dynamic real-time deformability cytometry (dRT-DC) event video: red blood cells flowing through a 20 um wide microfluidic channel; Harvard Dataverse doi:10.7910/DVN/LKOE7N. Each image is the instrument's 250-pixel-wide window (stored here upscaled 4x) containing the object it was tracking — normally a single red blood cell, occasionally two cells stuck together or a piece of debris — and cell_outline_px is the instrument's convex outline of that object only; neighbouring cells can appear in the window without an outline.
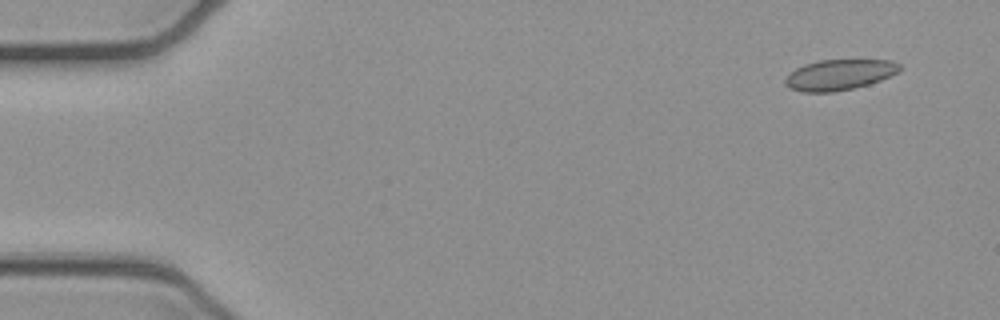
{"species": "common noctule bat (a hibernating species)", "species_latin": "Nyctalus noctula", "temperature_condition": "cold", "stored_images_in_passage": 5, "camera_frame_rate_fps": 3000, "um_per_image_px": 0.085, "animal": {"sex": "female", "body_mass_g": 21.9}, "frame": {"image": 1, "passage_image": 1, "time_ms": 0.0, "image_size_px": [1000, 320], "cell_outline_px": [[904, 68], [900, 72], [880, 80], [868, 84], [852, 88], [832, 92], [804, 92], [788, 88], [784, 84], [784, 80], [796, 68], [804, 64], [820, 60], [892, 60], [900, 64]], "centroid_in_image_um": [71.37, 6.35], "position_along_channel_um": 13.6, "area_um2": 20.46}}
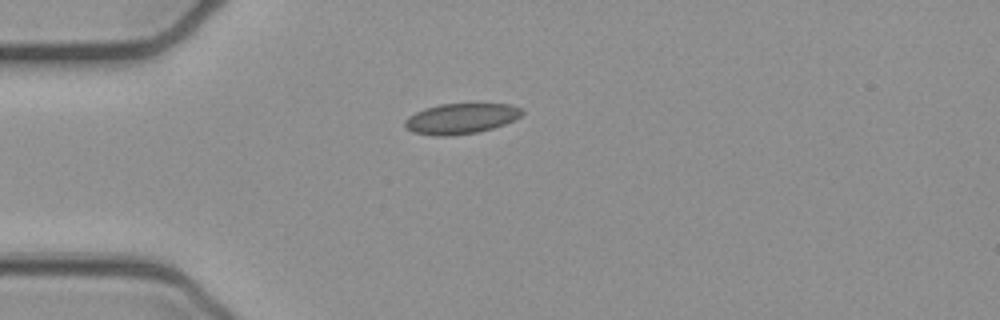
{"frame": {"image": 2, "passage_image": 4, "time_ms": 1.0, "image_size_px": [1000, 320], "cell_outline_px": [[524, 112], [520, 116], [504, 124], [492, 128], [476, 132], [448, 136], [436, 136], [412, 132], [404, 124], [404, 120], [408, 116], [424, 108], [440, 104], [512, 104], [520, 108]], "centroid_in_image_um": [39.15, 10.07], "position_along_channel_um": 45.8, "area_um2": 20.63}}